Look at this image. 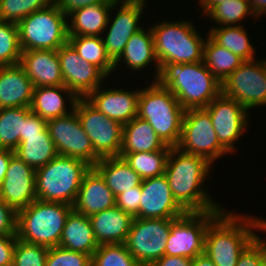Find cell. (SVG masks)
<instances>
[{
  "mask_svg": "<svg viewBox=\"0 0 266 266\" xmlns=\"http://www.w3.org/2000/svg\"><path fill=\"white\" fill-rule=\"evenodd\" d=\"M212 164L205 158L171 147L165 172L174 199L186 212L222 211L205 188Z\"/></svg>",
  "mask_w": 266,
  "mask_h": 266,
  "instance_id": "cell-1",
  "label": "cell"
},
{
  "mask_svg": "<svg viewBox=\"0 0 266 266\" xmlns=\"http://www.w3.org/2000/svg\"><path fill=\"white\" fill-rule=\"evenodd\" d=\"M233 213L223 209L206 229L204 254L216 266H236L240 253L257 236L254 230L266 228V219Z\"/></svg>",
  "mask_w": 266,
  "mask_h": 266,
  "instance_id": "cell-2",
  "label": "cell"
},
{
  "mask_svg": "<svg viewBox=\"0 0 266 266\" xmlns=\"http://www.w3.org/2000/svg\"><path fill=\"white\" fill-rule=\"evenodd\" d=\"M156 81L167 87L185 110L205 108L222 92V84L203 61L164 64Z\"/></svg>",
  "mask_w": 266,
  "mask_h": 266,
  "instance_id": "cell-3",
  "label": "cell"
},
{
  "mask_svg": "<svg viewBox=\"0 0 266 266\" xmlns=\"http://www.w3.org/2000/svg\"><path fill=\"white\" fill-rule=\"evenodd\" d=\"M184 112L174 94L157 81L140 89L137 116L147 121L166 145H178Z\"/></svg>",
  "mask_w": 266,
  "mask_h": 266,
  "instance_id": "cell-4",
  "label": "cell"
},
{
  "mask_svg": "<svg viewBox=\"0 0 266 266\" xmlns=\"http://www.w3.org/2000/svg\"><path fill=\"white\" fill-rule=\"evenodd\" d=\"M73 206L34 200L17 211V239L48 248L59 246L66 219Z\"/></svg>",
  "mask_w": 266,
  "mask_h": 266,
  "instance_id": "cell-5",
  "label": "cell"
},
{
  "mask_svg": "<svg viewBox=\"0 0 266 266\" xmlns=\"http://www.w3.org/2000/svg\"><path fill=\"white\" fill-rule=\"evenodd\" d=\"M155 55L160 68L167 63L203 61L205 40L191 21H159L151 24Z\"/></svg>",
  "mask_w": 266,
  "mask_h": 266,
  "instance_id": "cell-6",
  "label": "cell"
},
{
  "mask_svg": "<svg viewBox=\"0 0 266 266\" xmlns=\"http://www.w3.org/2000/svg\"><path fill=\"white\" fill-rule=\"evenodd\" d=\"M90 166L79 159L57 155L36 169V197L74 205L84 174Z\"/></svg>",
  "mask_w": 266,
  "mask_h": 266,
  "instance_id": "cell-7",
  "label": "cell"
},
{
  "mask_svg": "<svg viewBox=\"0 0 266 266\" xmlns=\"http://www.w3.org/2000/svg\"><path fill=\"white\" fill-rule=\"evenodd\" d=\"M67 21L55 3L23 18L17 24L21 50H58L68 42Z\"/></svg>",
  "mask_w": 266,
  "mask_h": 266,
  "instance_id": "cell-8",
  "label": "cell"
},
{
  "mask_svg": "<svg viewBox=\"0 0 266 266\" xmlns=\"http://www.w3.org/2000/svg\"><path fill=\"white\" fill-rule=\"evenodd\" d=\"M182 152L201 156L212 165L228 152L220 145L209 112L192 108L184 112L181 137L176 146Z\"/></svg>",
  "mask_w": 266,
  "mask_h": 266,
  "instance_id": "cell-9",
  "label": "cell"
},
{
  "mask_svg": "<svg viewBox=\"0 0 266 266\" xmlns=\"http://www.w3.org/2000/svg\"><path fill=\"white\" fill-rule=\"evenodd\" d=\"M175 220L134 217L124 244L140 266H151L165 255L171 225Z\"/></svg>",
  "mask_w": 266,
  "mask_h": 266,
  "instance_id": "cell-10",
  "label": "cell"
},
{
  "mask_svg": "<svg viewBox=\"0 0 266 266\" xmlns=\"http://www.w3.org/2000/svg\"><path fill=\"white\" fill-rule=\"evenodd\" d=\"M74 108L84 132L90 138L94 152L100 158L118 157L122 145L123 124L108 118L85 98H78Z\"/></svg>",
  "mask_w": 266,
  "mask_h": 266,
  "instance_id": "cell-11",
  "label": "cell"
},
{
  "mask_svg": "<svg viewBox=\"0 0 266 266\" xmlns=\"http://www.w3.org/2000/svg\"><path fill=\"white\" fill-rule=\"evenodd\" d=\"M220 212H187L176 219L171 225L165 255L193 259L204 254L206 229Z\"/></svg>",
  "mask_w": 266,
  "mask_h": 266,
  "instance_id": "cell-12",
  "label": "cell"
},
{
  "mask_svg": "<svg viewBox=\"0 0 266 266\" xmlns=\"http://www.w3.org/2000/svg\"><path fill=\"white\" fill-rule=\"evenodd\" d=\"M222 93L236 100L247 111L266 105V62L244 61L222 83Z\"/></svg>",
  "mask_w": 266,
  "mask_h": 266,
  "instance_id": "cell-13",
  "label": "cell"
},
{
  "mask_svg": "<svg viewBox=\"0 0 266 266\" xmlns=\"http://www.w3.org/2000/svg\"><path fill=\"white\" fill-rule=\"evenodd\" d=\"M47 129L58 155L79 159L90 167L101 159L95 152L88 135L75 112L47 120Z\"/></svg>",
  "mask_w": 266,
  "mask_h": 266,
  "instance_id": "cell-14",
  "label": "cell"
},
{
  "mask_svg": "<svg viewBox=\"0 0 266 266\" xmlns=\"http://www.w3.org/2000/svg\"><path fill=\"white\" fill-rule=\"evenodd\" d=\"M205 109L209 112L220 145L234 153L235 142L241 138L248 123V111L236 100L222 92Z\"/></svg>",
  "mask_w": 266,
  "mask_h": 266,
  "instance_id": "cell-15",
  "label": "cell"
},
{
  "mask_svg": "<svg viewBox=\"0 0 266 266\" xmlns=\"http://www.w3.org/2000/svg\"><path fill=\"white\" fill-rule=\"evenodd\" d=\"M146 0H119V6L114 18L110 12L106 34L102 36L105 51L110 60L115 63L123 53L130 37L142 29L139 25L141 15L146 7ZM113 19V20H112ZM110 23V24H109Z\"/></svg>",
  "mask_w": 266,
  "mask_h": 266,
  "instance_id": "cell-16",
  "label": "cell"
},
{
  "mask_svg": "<svg viewBox=\"0 0 266 266\" xmlns=\"http://www.w3.org/2000/svg\"><path fill=\"white\" fill-rule=\"evenodd\" d=\"M64 86L78 98H85L108 78L98 67L80 58L75 49L67 42L58 50Z\"/></svg>",
  "mask_w": 266,
  "mask_h": 266,
  "instance_id": "cell-17",
  "label": "cell"
},
{
  "mask_svg": "<svg viewBox=\"0 0 266 266\" xmlns=\"http://www.w3.org/2000/svg\"><path fill=\"white\" fill-rule=\"evenodd\" d=\"M141 192L139 218L178 219L187 213L174 199L164 174L144 179Z\"/></svg>",
  "mask_w": 266,
  "mask_h": 266,
  "instance_id": "cell-18",
  "label": "cell"
},
{
  "mask_svg": "<svg viewBox=\"0 0 266 266\" xmlns=\"http://www.w3.org/2000/svg\"><path fill=\"white\" fill-rule=\"evenodd\" d=\"M35 177L36 170L14 154L0 189V198L16 211L27 207L37 199Z\"/></svg>",
  "mask_w": 266,
  "mask_h": 266,
  "instance_id": "cell-19",
  "label": "cell"
},
{
  "mask_svg": "<svg viewBox=\"0 0 266 266\" xmlns=\"http://www.w3.org/2000/svg\"><path fill=\"white\" fill-rule=\"evenodd\" d=\"M139 95V88L129 91L119 87L104 89L99 86L85 99L108 118L124 125L137 117Z\"/></svg>",
  "mask_w": 266,
  "mask_h": 266,
  "instance_id": "cell-20",
  "label": "cell"
},
{
  "mask_svg": "<svg viewBox=\"0 0 266 266\" xmlns=\"http://www.w3.org/2000/svg\"><path fill=\"white\" fill-rule=\"evenodd\" d=\"M115 205L116 197L104 178L94 167H90L83 176L73 210L89 217Z\"/></svg>",
  "mask_w": 266,
  "mask_h": 266,
  "instance_id": "cell-21",
  "label": "cell"
},
{
  "mask_svg": "<svg viewBox=\"0 0 266 266\" xmlns=\"http://www.w3.org/2000/svg\"><path fill=\"white\" fill-rule=\"evenodd\" d=\"M19 64L34 88L64 85L57 50L22 51Z\"/></svg>",
  "mask_w": 266,
  "mask_h": 266,
  "instance_id": "cell-22",
  "label": "cell"
},
{
  "mask_svg": "<svg viewBox=\"0 0 266 266\" xmlns=\"http://www.w3.org/2000/svg\"><path fill=\"white\" fill-rule=\"evenodd\" d=\"M33 89L20 64L0 66V109L30 107Z\"/></svg>",
  "mask_w": 266,
  "mask_h": 266,
  "instance_id": "cell-23",
  "label": "cell"
},
{
  "mask_svg": "<svg viewBox=\"0 0 266 266\" xmlns=\"http://www.w3.org/2000/svg\"><path fill=\"white\" fill-rule=\"evenodd\" d=\"M98 245L123 244L126 241L134 217L116 205L89 216Z\"/></svg>",
  "mask_w": 266,
  "mask_h": 266,
  "instance_id": "cell-24",
  "label": "cell"
},
{
  "mask_svg": "<svg viewBox=\"0 0 266 266\" xmlns=\"http://www.w3.org/2000/svg\"><path fill=\"white\" fill-rule=\"evenodd\" d=\"M148 29L149 30H145L143 27L130 37L123 53L114 63V69H116L117 66H119L123 61L122 63L127 65L126 67H129L127 70L129 69L132 72H136L137 70L138 72L140 70L143 71V69H146L145 67H150L148 65L154 61V68L156 72L154 74V81H156L159 75L160 65L155 55L152 29L151 27H148Z\"/></svg>",
  "mask_w": 266,
  "mask_h": 266,
  "instance_id": "cell-25",
  "label": "cell"
},
{
  "mask_svg": "<svg viewBox=\"0 0 266 266\" xmlns=\"http://www.w3.org/2000/svg\"><path fill=\"white\" fill-rule=\"evenodd\" d=\"M66 98L71 104L70 110H67ZM77 100L78 97L64 85L35 87L30 109L41 118L49 120L72 112Z\"/></svg>",
  "mask_w": 266,
  "mask_h": 266,
  "instance_id": "cell-26",
  "label": "cell"
},
{
  "mask_svg": "<svg viewBox=\"0 0 266 266\" xmlns=\"http://www.w3.org/2000/svg\"><path fill=\"white\" fill-rule=\"evenodd\" d=\"M115 7H119V0L88 5L73 11L67 16L68 35L101 36L106 30L110 12Z\"/></svg>",
  "mask_w": 266,
  "mask_h": 266,
  "instance_id": "cell-27",
  "label": "cell"
},
{
  "mask_svg": "<svg viewBox=\"0 0 266 266\" xmlns=\"http://www.w3.org/2000/svg\"><path fill=\"white\" fill-rule=\"evenodd\" d=\"M59 246L93 256L99 245L89 217L72 210L66 219Z\"/></svg>",
  "mask_w": 266,
  "mask_h": 266,
  "instance_id": "cell-28",
  "label": "cell"
},
{
  "mask_svg": "<svg viewBox=\"0 0 266 266\" xmlns=\"http://www.w3.org/2000/svg\"><path fill=\"white\" fill-rule=\"evenodd\" d=\"M171 148L156 134L152 126L138 116L123 125L120 153L153 152Z\"/></svg>",
  "mask_w": 266,
  "mask_h": 266,
  "instance_id": "cell-29",
  "label": "cell"
},
{
  "mask_svg": "<svg viewBox=\"0 0 266 266\" xmlns=\"http://www.w3.org/2000/svg\"><path fill=\"white\" fill-rule=\"evenodd\" d=\"M94 168L104 178L107 187L115 197L142 184L143 179L122 157L101 158Z\"/></svg>",
  "mask_w": 266,
  "mask_h": 266,
  "instance_id": "cell-30",
  "label": "cell"
},
{
  "mask_svg": "<svg viewBox=\"0 0 266 266\" xmlns=\"http://www.w3.org/2000/svg\"><path fill=\"white\" fill-rule=\"evenodd\" d=\"M20 159L35 170L48 164L58 153L48 129L42 134L25 135L14 151Z\"/></svg>",
  "mask_w": 266,
  "mask_h": 266,
  "instance_id": "cell-31",
  "label": "cell"
},
{
  "mask_svg": "<svg viewBox=\"0 0 266 266\" xmlns=\"http://www.w3.org/2000/svg\"><path fill=\"white\" fill-rule=\"evenodd\" d=\"M203 62L222 84L244 60L225 47L217 44L207 33L203 47Z\"/></svg>",
  "mask_w": 266,
  "mask_h": 266,
  "instance_id": "cell-32",
  "label": "cell"
},
{
  "mask_svg": "<svg viewBox=\"0 0 266 266\" xmlns=\"http://www.w3.org/2000/svg\"><path fill=\"white\" fill-rule=\"evenodd\" d=\"M208 35L219 45L225 47L244 61L254 60L256 49L242 25L210 27Z\"/></svg>",
  "mask_w": 266,
  "mask_h": 266,
  "instance_id": "cell-33",
  "label": "cell"
},
{
  "mask_svg": "<svg viewBox=\"0 0 266 266\" xmlns=\"http://www.w3.org/2000/svg\"><path fill=\"white\" fill-rule=\"evenodd\" d=\"M68 43L80 58L98 67L107 77L115 72L114 63L106 54L102 36L68 35Z\"/></svg>",
  "mask_w": 266,
  "mask_h": 266,
  "instance_id": "cell-34",
  "label": "cell"
},
{
  "mask_svg": "<svg viewBox=\"0 0 266 266\" xmlns=\"http://www.w3.org/2000/svg\"><path fill=\"white\" fill-rule=\"evenodd\" d=\"M30 107L0 109V149L15 151L23 141L24 119Z\"/></svg>",
  "mask_w": 266,
  "mask_h": 266,
  "instance_id": "cell-35",
  "label": "cell"
},
{
  "mask_svg": "<svg viewBox=\"0 0 266 266\" xmlns=\"http://www.w3.org/2000/svg\"><path fill=\"white\" fill-rule=\"evenodd\" d=\"M170 149L162 148L153 152L120 153L119 157H122L144 180L164 174Z\"/></svg>",
  "mask_w": 266,
  "mask_h": 266,
  "instance_id": "cell-36",
  "label": "cell"
},
{
  "mask_svg": "<svg viewBox=\"0 0 266 266\" xmlns=\"http://www.w3.org/2000/svg\"><path fill=\"white\" fill-rule=\"evenodd\" d=\"M251 15L257 19L247 0H228L216 5L206 16L212 22L217 23L215 27H221L235 26L238 23V25H241V20L243 21L246 16Z\"/></svg>",
  "mask_w": 266,
  "mask_h": 266,
  "instance_id": "cell-37",
  "label": "cell"
},
{
  "mask_svg": "<svg viewBox=\"0 0 266 266\" xmlns=\"http://www.w3.org/2000/svg\"><path fill=\"white\" fill-rule=\"evenodd\" d=\"M21 53L17 24L0 20V66L19 64Z\"/></svg>",
  "mask_w": 266,
  "mask_h": 266,
  "instance_id": "cell-38",
  "label": "cell"
},
{
  "mask_svg": "<svg viewBox=\"0 0 266 266\" xmlns=\"http://www.w3.org/2000/svg\"><path fill=\"white\" fill-rule=\"evenodd\" d=\"M92 266H140L125 244H101L92 256Z\"/></svg>",
  "mask_w": 266,
  "mask_h": 266,
  "instance_id": "cell-39",
  "label": "cell"
},
{
  "mask_svg": "<svg viewBox=\"0 0 266 266\" xmlns=\"http://www.w3.org/2000/svg\"><path fill=\"white\" fill-rule=\"evenodd\" d=\"M52 3L54 0H2L0 20L18 24L31 13L46 8Z\"/></svg>",
  "mask_w": 266,
  "mask_h": 266,
  "instance_id": "cell-40",
  "label": "cell"
},
{
  "mask_svg": "<svg viewBox=\"0 0 266 266\" xmlns=\"http://www.w3.org/2000/svg\"><path fill=\"white\" fill-rule=\"evenodd\" d=\"M48 247L16 240L13 266H45Z\"/></svg>",
  "mask_w": 266,
  "mask_h": 266,
  "instance_id": "cell-41",
  "label": "cell"
},
{
  "mask_svg": "<svg viewBox=\"0 0 266 266\" xmlns=\"http://www.w3.org/2000/svg\"><path fill=\"white\" fill-rule=\"evenodd\" d=\"M45 266H92V256L55 246L48 249Z\"/></svg>",
  "mask_w": 266,
  "mask_h": 266,
  "instance_id": "cell-42",
  "label": "cell"
},
{
  "mask_svg": "<svg viewBox=\"0 0 266 266\" xmlns=\"http://www.w3.org/2000/svg\"><path fill=\"white\" fill-rule=\"evenodd\" d=\"M236 266H266V241L257 235L240 253Z\"/></svg>",
  "mask_w": 266,
  "mask_h": 266,
  "instance_id": "cell-43",
  "label": "cell"
},
{
  "mask_svg": "<svg viewBox=\"0 0 266 266\" xmlns=\"http://www.w3.org/2000/svg\"><path fill=\"white\" fill-rule=\"evenodd\" d=\"M142 192L141 185L124 191L116 196V206L133 217L139 218V206L141 202Z\"/></svg>",
  "mask_w": 266,
  "mask_h": 266,
  "instance_id": "cell-44",
  "label": "cell"
},
{
  "mask_svg": "<svg viewBox=\"0 0 266 266\" xmlns=\"http://www.w3.org/2000/svg\"><path fill=\"white\" fill-rule=\"evenodd\" d=\"M17 211L0 198V236H16Z\"/></svg>",
  "mask_w": 266,
  "mask_h": 266,
  "instance_id": "cell-45",
  "label": "cell"
},
{
  "mask_svg": "<svg viewBox=\"0 0 266 266\" xmlns=\"http://www.w3.org/2000/svg\"><path fill=\"white\" fill-rule=\"evenodd\" d=\"M116 0H54L58 8L68 16L73 11L88 5L114 3Z\"/></svg>",
  "mask_w": 266,
  "mask_h": 266,
  "instance_id": "cell-46",
  "label": "cell"
},
{
  "mask_svg": "<svg viewBox=\"0 0 266 266\" xmlns=\"http://www.w3.org/2000/svg\"><path fill=\"white\" fill-rule=\"evenodd\" d=\"M17 236H0V266H13Z\"/></svg>",
  "mask_w": 266,
  "mask_h": 266,
  "instance_id": "cell-47",
  "label": "cell"
},
{
  "mask_svg": "<svg viewBox=\"0 0 266 266\" xmlns=\"http://www.w3.org/2000/svg\"><path fill=\"white\" fill-rule=\"evenodd\" d=\"M47 129V120L32 111L24 119L23 140L25 135L42 134Z\"/></svg>",
  "mask_w": 266,
  "mask_h": 266,
  "instance_id": "cell-48",
  "label": "cell"
},
{
  "mask_svg": "<svg viewBox=\"0 0 266 266\" xmlns=\"http://www.w3.org/2000/svg\"><path fill=\"white\" fill-rule=\"evenodd\" d=\"M192 259L181 256L164 255L151 266H191Z\"/></svg>",
  "mask_w": 266,
  "mask_h": 266,
  "instance_id": "cell-49",
  "label": "cell"
},
{
  "mask_svg": "<svg viewBox=\"0 0 266 266\" xmlns=\"http://www.w3.org/2000/svg\"><path fill=\"white\" fill-rule=\"evenodd\" d=\"M14 154V151L0 149V189L6 175L8 164Z\"/></svg>",
  "mask_w": 266,
  "mask_h": 266,
  "instance_id": "cell-50",
  "label": "cell"
},
{
  "mask_svg": "<svg viewBox=\"0 0 266 266\" xmlns=\"http://www.w3.org/2000/svg\"><path fill=\"white\" fill-rule=\"evenodd\" d=\"M250 3L253 13L258 18L266 15V0H247Z\"/></svg>",
  "mask_w": 266,
  "mask_h": 266,
  "instance_id": "cell-51",
  "label": "cell"
},
{
  "mask_svg": "<svg viewBox=\"0 0 266 266\" xmlns=\"http://www.w3.org/2000/svg\"><path fill=\"white\" fill-rule=\"evenodd\" d=\"M228 0H199V4L202 7V14L201 15H207L216 5H218L221 2H226ZM232 1V0H230Z\"/></svg>",
  "mask_w": 266,
  "mask_h": 266,
  "instance_id": "cell-52",
  "label": "cell"
},
{
  "mask_svg": "<svg viewBox=\"0 0 266 266\" xmlns=\"http://www.w3.org/2000/svg\"><path fill=\"white\" fill-rule=\"evenodd\" d=\"M191 266H216L205 254L192 259Z\"/></svg>",
  "mask_w": 266,
  "mask_h": 266,
  "instance_id": "cell-53",
  "label": "cell"
}]
</instances>
